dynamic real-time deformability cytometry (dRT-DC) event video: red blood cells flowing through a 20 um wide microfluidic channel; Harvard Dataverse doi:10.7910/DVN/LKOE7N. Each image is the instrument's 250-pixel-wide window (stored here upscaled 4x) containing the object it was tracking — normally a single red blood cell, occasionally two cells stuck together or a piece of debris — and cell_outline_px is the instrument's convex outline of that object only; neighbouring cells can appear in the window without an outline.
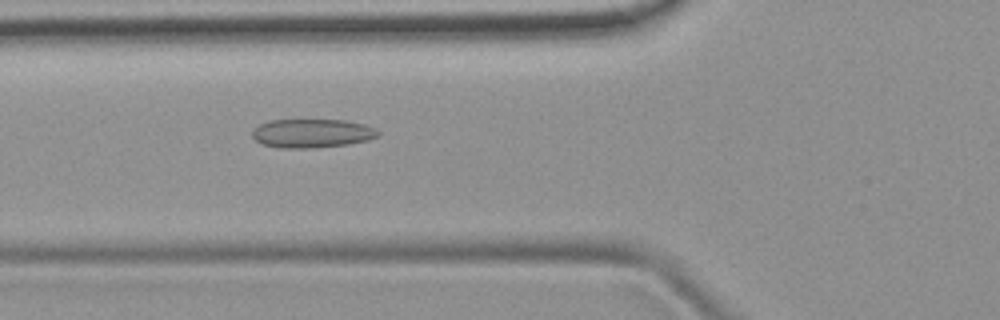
{"species": "common noctule bat (a hibernating species)", "species_latin": "Nyctalus noctula", "temperature_condition": "room temperature", "stored_images_in_passage": 4, "camera_frame_rate_fps": 3000, "um_per_image_px": 0.085, "animal": {"sex": "female", "body_mass_g": 19.9}, "frame": {"image": 1, "passage_image": 4, "time_ms": 4.333, "image_size_px": [1000, 320], "cell_outline_px": [[380, 136], [368, 140], [348, 144], [312, 148], [280, 148], [260, 144], [252, 136], [252, 132], [260, 124], [268, 120], [344, 120], [364, 124], [376, 128], [380, 132]], "centroid_in_image_um": [26.54, 11.33], "position_along_channel_um": 99.3, "area_um2": 21.21}}